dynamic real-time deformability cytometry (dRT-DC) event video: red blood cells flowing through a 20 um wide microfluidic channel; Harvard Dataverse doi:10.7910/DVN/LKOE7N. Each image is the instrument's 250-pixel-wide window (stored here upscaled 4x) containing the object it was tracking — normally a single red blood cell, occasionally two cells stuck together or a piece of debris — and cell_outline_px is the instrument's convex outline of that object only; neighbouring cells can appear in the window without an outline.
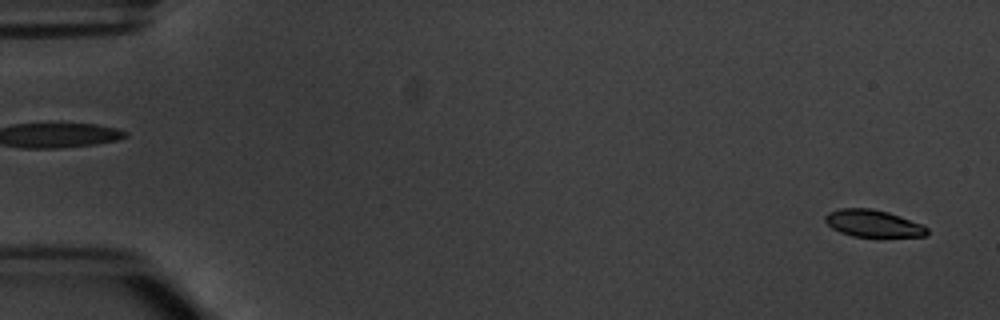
{"species": "common noctule bat (a hibernating species)", "species_latin": "Nyctalus noctula", "temperature_condition": "warm", "stored_images_in_passage": 5, "segment_of_instrument_passage": [2, 2], "camera_frame_rate_fps": 3000, "um_per_image_px": 0.085, "animal": {"sex": "male", "body_mass_g": 20.1, "forearm_length_mm": 53.5}, "frame": {"image": 1, "passage_image": 5, "time_ms": 4.667, "image_size_px": [1000, 320], "cell_outline_px": [[928, 232], [924, 236], [852, 236], [840, 232], [832, 228], [824, 220], [824, 216], [828, 212], [840, 208], [872, 208], [888, 212], [900, 216], [920, 224], [928, 228]], "centroid_in_image_um": [74.16, 18.97], "position_along_channel_um": 10.8, "area_um2": 15.9}}